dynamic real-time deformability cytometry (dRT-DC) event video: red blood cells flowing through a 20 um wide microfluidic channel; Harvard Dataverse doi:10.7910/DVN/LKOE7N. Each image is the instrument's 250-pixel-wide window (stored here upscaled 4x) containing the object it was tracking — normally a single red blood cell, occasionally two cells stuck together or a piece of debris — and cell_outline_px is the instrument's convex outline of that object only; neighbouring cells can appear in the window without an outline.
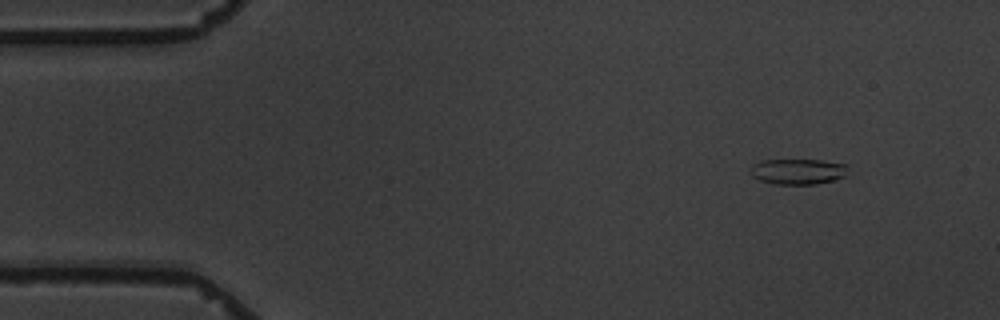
{"species": "common noctule bat (a hibernating species)", "species_latin": "Nyctalus noctula", "temperature_condition": "warm", "stored_images_in_passage": 5, "camera_frame_rate_fps": 3000, "um_per_image_px": 0.085, "animal": {"sex": "male", "body_mass_g": 19.5, "forearm_length_mm": 54.6}, "frame": {"image": 1, "passage_image": 1, "time_ms": 0.0, "image_size_px": [1000, 320], "cell_outline_px": [[848, 176], [816, 184], [772, 184], [760, 180], [752, 176], [748, 172], [752, 164], [760, 160], [820, 160], [848, 164]], "centroid_in_image_um": [67.82, 14.57], "position_along_channel_um": 17.2, "area_um2": 14.85}}